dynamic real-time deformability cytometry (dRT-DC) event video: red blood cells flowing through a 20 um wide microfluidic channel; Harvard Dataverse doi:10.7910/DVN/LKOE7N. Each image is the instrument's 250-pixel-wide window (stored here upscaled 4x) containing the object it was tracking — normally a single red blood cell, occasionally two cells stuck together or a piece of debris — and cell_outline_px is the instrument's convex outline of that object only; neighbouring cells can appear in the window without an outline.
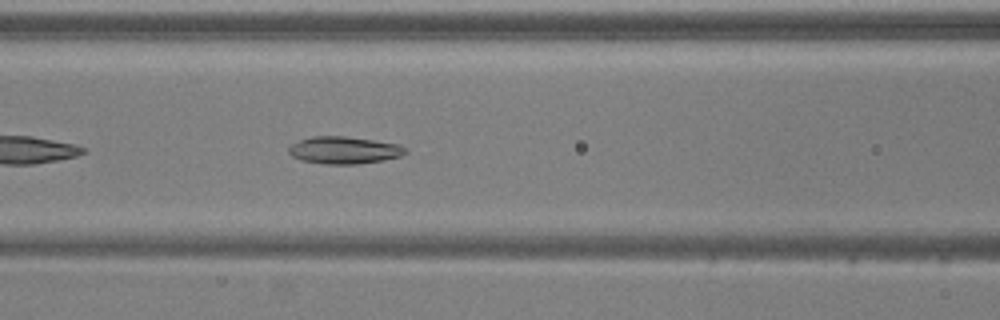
{"species": "common noctule bat (a hibernating species)", "species_latin": "Nyctalus noctula", "temperature_condition": "warm", "stored_images_in_passage": 39, "camera_frame_rate_fps": 3000, "um_per_image_px": 0.085, "animal": {"sex": "male", "body_mass_g": 20.5, "forearm_length_mm": 52.5}, "frame": {"image": 1, "passage_image": 8, "time_ms": 2.333, "image_size_px": [1000, 320], "cell_outline_px": [[408, 152], [400, 156], [384, 160], [356, 164], [324, 164], [300, 160], [292, 156], [288, 152], [288, 148], [292, 144], [300, 140], [312, 136], [344, 136], [372, 140], [396, 144], [404, 148]], "centroid_in_image_um": [29.2, 12.77], "position_along_channel_um": 137.4, "area_um2": 18.38}}
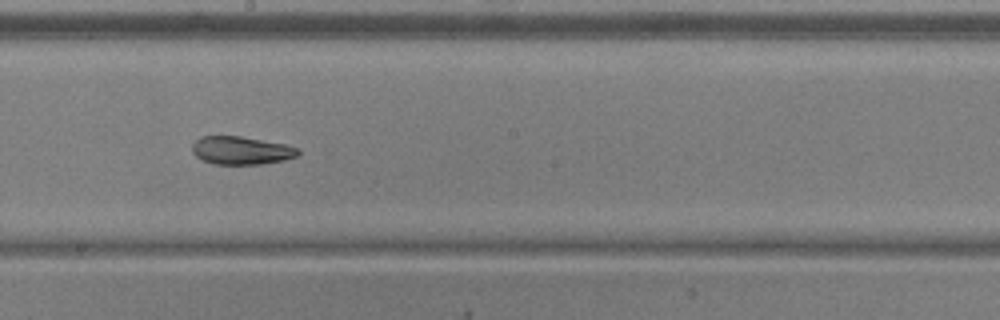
{"frame": {"image": 2, "passage_image": 15, "time_ms": 4.667, "image_size_px": [1000, 320], "cell_outline_px": [[300, 152], [296, 156], [284, 160], [260, 164], [212, 164], [196, 156], [192, 152], [192, 144], [200, 136], [240, 136], [284, 144], [296, 148]], "centroid_in_image_um": [20.46, 12.79], "position_along_channel_um": 227.7, "area_um2": 17.17}}
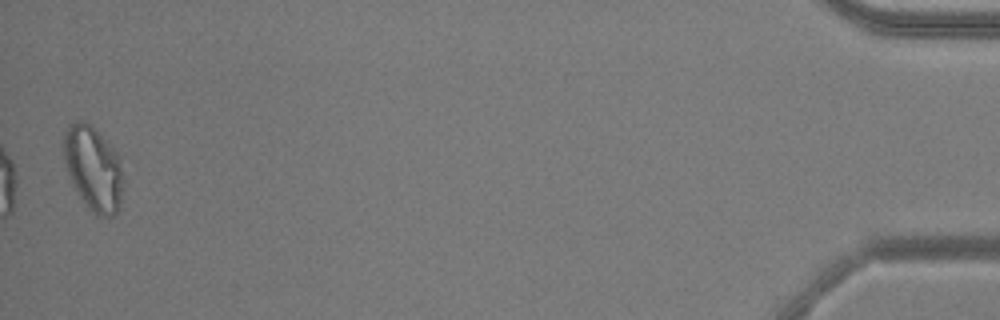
{"frame": {"image": 3, "passage_image": 38, "time_ms": 12.333, "image_size_px": [1000, 320], "cell_outline_px": [[124, 180], [120, 208], [112, 216], [96, 216], [84, 204], [72, 184], [68, 176], [64, 164], [64, 132], [68, 124], [76, 120], [84, 120], [96, 128], [112, 148], [116, 156]], "centroid_in_image_um": [7.9, 14.33], "position_along_channel_um": 427.3, "area_um2": 29.48}, "authors_computed_cell_mechanics": {"area_um2": 19.1896, "velocity_mm_per_s": 3.8729, "shape_relaxation_time_tau1_ms": null, "shape_relaxation_time_tau2_ms": 4.9855, "deformation_change_tau1": null, "deformation_change_tau2": 0.1081}}